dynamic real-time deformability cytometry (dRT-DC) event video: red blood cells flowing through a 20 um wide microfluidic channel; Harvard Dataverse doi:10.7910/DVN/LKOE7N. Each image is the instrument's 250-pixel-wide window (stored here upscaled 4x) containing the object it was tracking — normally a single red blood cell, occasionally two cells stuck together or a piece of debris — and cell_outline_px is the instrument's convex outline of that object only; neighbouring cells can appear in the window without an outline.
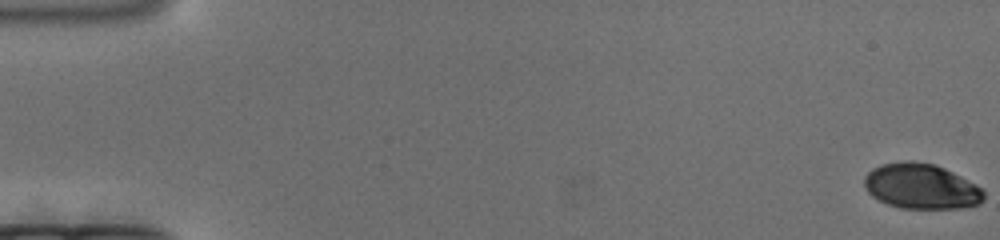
{"species": "human", "species_latin": "Homo sapiens", "temperature_condition": "cold", "stored_images_in_passage": 177, "camera_frame_rate_fps": 3000, "um_per_image_px": 0.085, "donor": {"sex": "female"}, "frame": {"image": 1, "passage_image": 1, "time_ms": 0.0, "image_size_px": [1000, 240], "cell_outline_px": [[984, 200], [980, 204], [960, 208], [900, 208], [888, 204], [872, 196], [868, 192], [864, 184], [864, 176], [872, 168], [880, 164], [904, 160], [912, 160], [932, 164], [944, 168], [976, 184], [984, 192]], "centroid_in_image_um": [78.28, 15.83], "position_along_channel_um": 6.7, "area_um2": 31.56}}
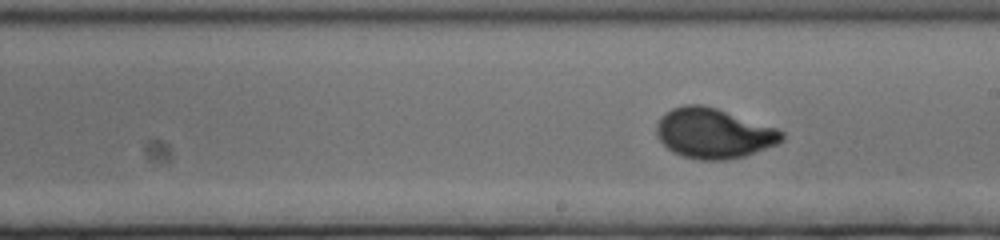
{"frame": {"image": 2, "passage_image": 101, "time_ms": 33.333, "image_size_px": [1000, 240], "cell_outline_px": [[784, 140], [776, 144], [744, 156], [728, 160], [700, 160], [684, 156], [672, 152], [656, 136], [656, 124], [660, 116], [664, 112], [672, 108], [684, 104], [704, 104], [776, 128], [784, 132]], "centroid_in_image_um": [60.62, 11.32], "position_along_channel_um": 228.4, "area_um2": 36.59}}
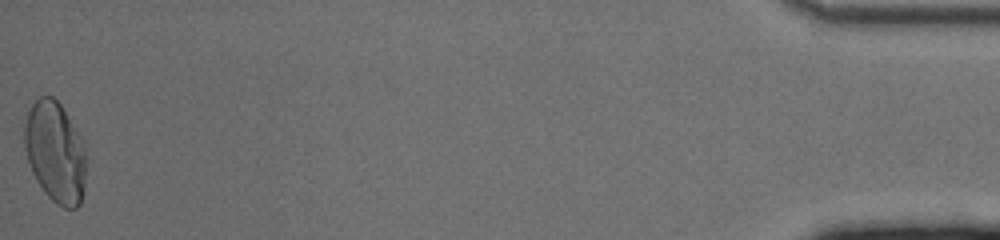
{"frame": {"image": 3, "passage_image": 177, "time_ms": 58.667, "image_size_px": [1000, 240], "cell_outline_px": [[84, 184], [80, 204], [76, 208], [64, 208], [56, 204], [44, 192], [36, 180], [32, 172], [24, 148], [24, 128], [28, 112], [36, 96], [52, 96], [60, 104], [84, 140]], "centroid_in_image_um": [4.68, 12.91], "position_along_channel_um": 430.5, "area_um2": 36.24}}